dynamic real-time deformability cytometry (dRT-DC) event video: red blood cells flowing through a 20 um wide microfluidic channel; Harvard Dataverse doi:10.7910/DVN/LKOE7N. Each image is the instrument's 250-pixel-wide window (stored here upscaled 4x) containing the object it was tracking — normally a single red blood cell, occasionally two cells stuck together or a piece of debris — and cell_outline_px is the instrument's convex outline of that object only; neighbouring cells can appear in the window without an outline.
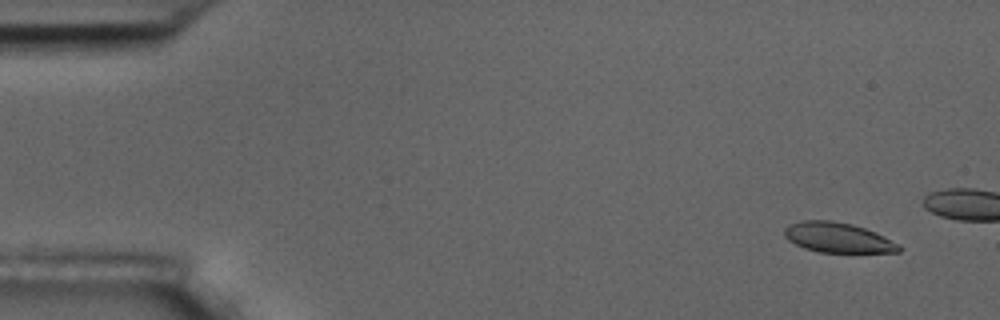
{"species": "common noctule bat (a hibernating species)", "species_latin": "Nyctalus noctula", "temperature_condition": "room temperature", "stored_images_in_passage": 5, "camera_frame_rate_fps": 3000, "um_per_image_px": 0.085, "animal": {"sex": "male", "body_mass_g": 17.5, "forearm_length_mm": 52.3}, "frame": {"image": 1, "passage_image": 1, "time_ms": 0.0, "image_size_px": [1000, 320], "cell_outline_px": [[904, 248], [900, 252], [820, 252], [804, 248], [788, 240], [784, 236], [784, 228], [788, 224], [804, 220], [832, 220], [852, 224], [876, 232], [900, 244]], "centroid_in_image_um": [71.23, 20.19], "position_along_channel_um": 13.8, "area_um2": 20.17}}